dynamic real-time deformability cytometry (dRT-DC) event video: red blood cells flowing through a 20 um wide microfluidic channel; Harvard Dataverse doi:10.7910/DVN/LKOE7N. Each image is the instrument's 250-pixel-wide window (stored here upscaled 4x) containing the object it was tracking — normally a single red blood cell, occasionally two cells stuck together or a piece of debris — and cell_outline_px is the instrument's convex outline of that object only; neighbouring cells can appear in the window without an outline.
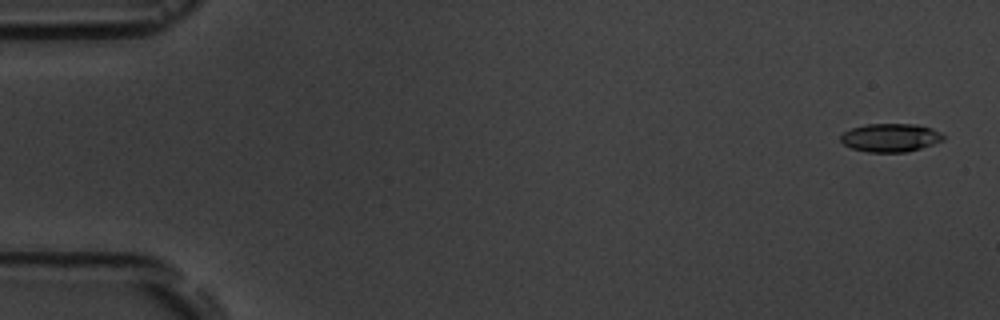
{"species": "common noctule bat (a hibernating species)", "species_latin": "Nyctalus noctula", "temperature_condition": "room temperature", "stored_images_in_passage": 7, "camera_frame_rate_fps": 3000, "um_per_image_px": 0.085, "animal": {"sex": "male", "body_mass_g": 19.5, "forearm_length_mm": 54.6}, "frame": {"image": 1, "passage_image": 1, "time_ms": 0.0, "image_size_px": [1000, 320], "cell_outline_px": [[944, 140], [908, 152], [868, 152], [852, 148], [844, 144], [840, 140], [840, 136], [844, 132], [852, 128], [864, 124], [916, 124], [932, 128], [940, 132], [944, 136]], "centroid_in_image_um": [75.69, 11.69], "position_along_channel_um": 9.3, "area_um2": 16.94}}
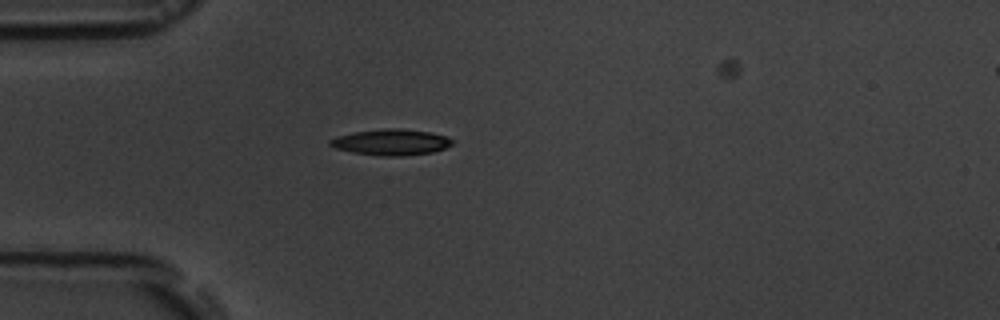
{"frame": {"image": 2, "passage_image": 5, "time_ms": 4.667, "image_size_px": [1000, 320], "cell_outline_px": [[452, 144], [444, 148], [432, 152], [404, 156], [380, 156], [352, 152], [332, 148], [328, 144], [328, 140], [336, 136], [352, 132], [384, 128], [400, 128], [428, 132], [444, 136], [452, 140]], "centroid_in_image_um": [33.15, 12.09], "position_along_channel_um": 51.8, "area_um2": 18.61}}